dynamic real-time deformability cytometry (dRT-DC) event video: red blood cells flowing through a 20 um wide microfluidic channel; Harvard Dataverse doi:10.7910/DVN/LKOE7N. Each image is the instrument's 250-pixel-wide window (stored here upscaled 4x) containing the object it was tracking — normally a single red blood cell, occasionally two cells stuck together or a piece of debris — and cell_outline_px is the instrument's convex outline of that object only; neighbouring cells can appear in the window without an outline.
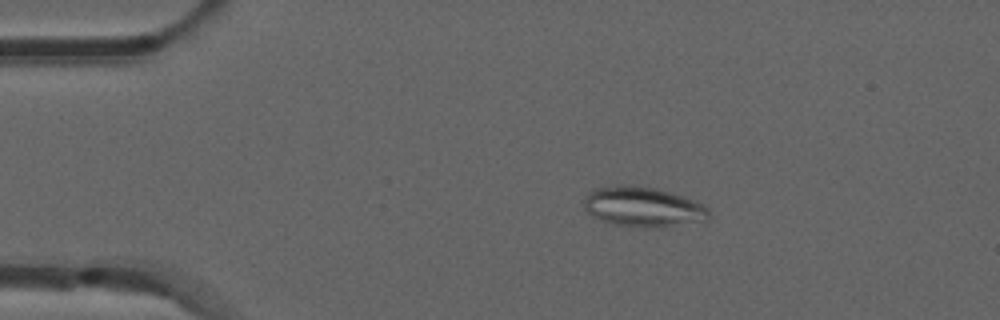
{"species": "common noctule bat (a hibernating species)", "species_latin": "Nyctalus noctula", "temperature_condition": "room temperature", "stored_images_in_passage": 53, "camera_frame_rate_fps": 3000, "um_per_image_px": 0.085, "animal": {"sex": "male", "forearm_length_mm": 52.5}, "frame": {"image": 1, "passage_image": 10, "time_ms": 3.0, "image_size_px": [1000, 320], "cell_outline_px": [[712, 216], [708, 220], [660, 228], [644, 228], [612, 224], [600, 220], [592, 216], [584, 208], [584, 200], [588, 192], [596, 188], [616, 184], [624, 184], [656, 188], [692, 200], [708, 208]], "centroid_in_image_um": [54.64, 17.6], "position_along_channel_um": 30.4, "area_um2": 29.36}}
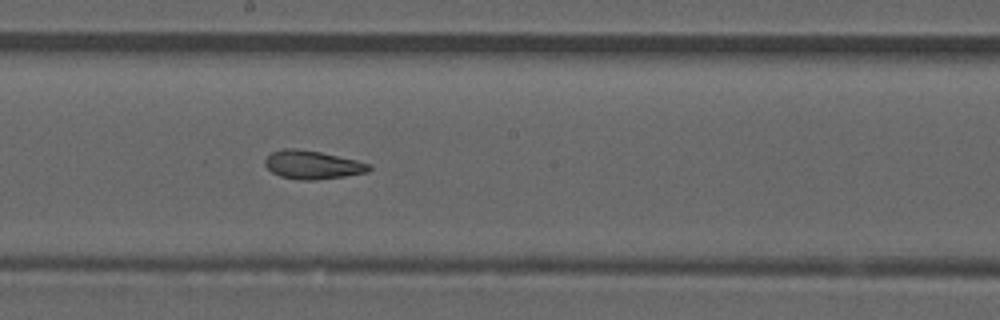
{"frame": {"image": 2, "passage_image": 29, "time_ms": 9.333, "image_size_px": [1000, 320], "cell_outline_px": [[372, 168], [368, 172], [344, 176], [316, 180], [300, 180], [280, 176], [272, 172], [264, 164], [264, 160], [272, 152], [284, 148], [296, 148], [320, 152], [356, 160], [372, 164]], "centroid_in_image_um": [26.57, 14.01], "position_along_channel_um": 221.6, "area_um2": 17.22}}
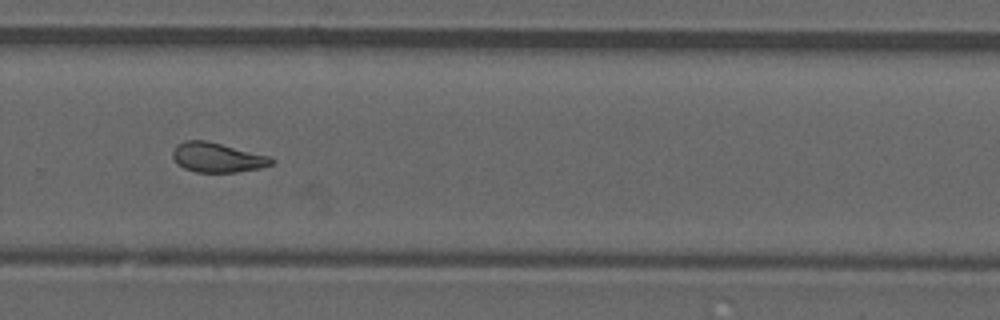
{"frame": {"image": 3, "passage_image": 36, "time_ms": 11.667, "image_size_px": [1000, 320], "cell_outline_px": [[276, 160], [272, 164], [260, 168], [236, 172], [196, 172], [184, 168], [176, 164], [172, 156], [172, 152], [176, 144], [184, 140], [204, 140], [272, 156]], "centroid_in_image_um": [18.47, 13.38], "position_along_channel_um": 311.3, "area_um2": 17.22}, "authors_computed_cell_mechanics": {"area_um2": 17.8024, "velocity_mm_per_s": 3.8646, "shape_relaxation_time_tau1_ms": null, "shape_relaxation_time_tau2_ms": 1.9978, "deformation_change_tau1": null, "deformation_change_tau2": 0.089}}